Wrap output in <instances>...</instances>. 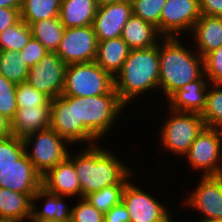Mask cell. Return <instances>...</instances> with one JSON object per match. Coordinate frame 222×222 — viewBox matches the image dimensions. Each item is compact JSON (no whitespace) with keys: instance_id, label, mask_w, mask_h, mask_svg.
Segmentation results:
<instances>
[{"instance_id":"6da1fadb","label":"cell","mask_w":222,"mask_h":222,"mask_svg":"<svg viewBox=\"0 0 222 222\" xmlns=\"http://www.w3.org/2000/svg\"><path fill=\"white\" fill-rule=\"evenodd\" d=\"M80 153L74 156V168L80 182L81 198L111 185L126 184L133 173L111 150L106 151L97 144Z\"/></svg>"},{"instance_id":"7a4b0ae2","label":"cell","mask_w":222,"mask_h":222,"mask_svg":"<svg viewBox=\"0 0 222 222\" xmlns=\"http://www.w3.org/2000/svg\"><path fill=\"white\" fill-rule=\"evenodd\" d=\"M179 40V36L163 37L158 43L159 89L162 88L167 99L179 88L204 74L203 57L195 50L192 52L185 48Z\"/></svg>"},{"instance_id":"3957f363","label":"cell","mask_w":222,"mask_h":222,"mask_svg":"<svg viewBox=\"0 0 222 222\" xmlns=\"http://www.w3.org/2000/svg\"><path fill=\"white\" fill-rule=\"evenodd\" d=\"M158 44L149 48L131 50L121 71L114 77L115 91L128 105L138 95L159 89Z\"/></svg>"},{"instance_id":"277c9868","label":"cell","mask_w":222,"mask_h":222,"mask_svg":"<svg viewBox=\"0 0 222 222\" xmlns=\"http://www.w3.org/2000/svg\"><path fill=\"white\" fill-rule=\"evenodd\" d=\"M124 107L115 88L108 94L75 97L76 125H83L98 140L111 130Z\"/></svg>"},{"instance_id":"5b68a950","label":"cell","mask_w":222,"mask_h":222,"mask_svg":"<svg viewBox=\"0 0 222 222\" xmlns=\"http://www.w3.org/2000/svg\"><path fill=\"white\" fill-rule=\"evenodd\" d=\"M114 88V77L95 61L75 63L66 67L62 96H99Z\"/></svg>"},{"instance_id":"8992f818","label":"cell","mask_w":222,"mask_h":222,"mask_svg":"<svg viewBox=\"0 0 222 222\" xmlns=\"http://www.w3.org/2000/svg\"><path fill=\"white\" fill-rule=\"evenodd\" d=\"M23 141L28 159L41 176L64 161L69 155L67 144L70 143L52 128L28 135ZM29 146L32 147L30 152L28 151Z\"/></svg>"},{"instance_id":"52a82bcc","label":"cell","mask_w":222,"mask_h":222,"mask_svg":"<svg viewBox=\"0 0 222 222\" xmlns=\"http://www.w3.org/2000/svg\"><path fill=\"white\" fill-rule=\"evenodd\" d=\"M160 132L161 145L176 155L185 156L197 135L205 127L201 114L171 110Z\"/></svg>"},{"instance_id":"ba28073f","label":"cell","mask_w":222,"mask_h":222,"mask_svg":"<svg viewBox=\"0 0 222 222\" xmlns=\"http://www.w3.org/2000/svg\"><path fill=\"white\" fill-rule=\"evenodd\" d=\"M185 156L204 176L222 175V129L204 127Z\"/></svg>"},{"instance_id":"9c48e42d","label":"cell","mask_w":222,"mask_h":222,"mask_svg":"<svg viewBox=\"0 0 222 222\" xmlns=\"http://www.w3.org/2000/svg\"><path fill=\"white\" fill-rule=\"evenodd\" d=\"M50 115V128L71 145L80 142H87L89 146L97 144V139L83 125H76L74 96L61 95L51 100Z\"/></svg>"},{"instance_id":"30bf717a","label":"cell","mask_w":222,"mask_h":222,"mask_svg":"<svg viewBox=\"0 0 222 222\" xmlns=\"http://www.w3.org/2000/svg\"><path fill=\"white\" fill-rule=\"evenodd\" d=\"M66 67L55 52H47L39 63L29 68L26 82L53 100L62 95Z\"/></svg>"},{"instance_id":"8fae6325","label":"cell","mask_w":222,"mask_h":222,"mask_svg":"<svg viewBox=\"0 0 222 222\" xmlns=\"http://www.w3.org/2000/svg\"><path fill=\"white\" fill-rule=\"evenodd\" d=\"M98 39L93 26L65 28L56 54L66 64L95 61Z\"/></svg>"},{"instance_id":"7c38bea8","label":"cell","mask_w":222,"mask_h":222,"mask_svg":"<svg viewBox=\"0 0 222 222\" xmlns=\"http://www.w3.org/2000/svg\"><path fill=\"white\" fill-rule=\"evenodd\" d=\"M122 202L127 207L130 222H173L168 208L130 181L123 189Z\"/></svg>"},{"instance_id":"4fadbf2b","label":"cell","mask_w":222,"mask_h":222,"mask_svg":"<svg viewBox=\"0 0 222 222\" xmlns=\"http://www.w3.org/2000/svg\"><path fill=\"white\" fill-rule=\"evenodd\" d=\"M200 16L199 0H167L160 15V34L178 37L182 31H192Z\"/></svg>"},{"instance_id":"5bb4252c","label":"cell","mask_w":222,"mask_h":222,"mask_svg":"<svg viewBox=\"0 0 222 222\" xmlns=\"http://www.w3.org/2000/svg\"><path fill=\"white\" fill-rule=\"evenodd\" d=\"M204 216L199 221L222 219V175L202 176L197 186L185 201Z\"/></svg>"},{"instance_id":"9a60e30c","label":"cell","mask_w":222,"mask_h":222,"mask_svg":"<svg viewBox=\"0 0 222 222\" xmlns=\"http://www.w3.org/2000/svg\"><path fill=\"white\" fill-rule=\"evenodd\" d=\"M42 186V176L24 153L13 165L0 168V187L22 194L31 199Z\"/></svg>"},{"instance_id":"2e32d148","label":"cell","mask_w":222,"mask_h":222,"mask_svg":"<svg viewBox=\"0 0 222 222\" xmlns=\"http://www.w3.org/2000/svg\"><path fill=\"white\" fill-rule=\"evenodd\" d=\"M131 15V0L98 7L92 24L98 41L121 36L123 27Z\"/></svg>"},{"instance_id":"e0dca14e","label":"cell","mask_w":222,"mask_h":222,"mask_svg":"<svg viewBox=\"0 0 222 222\" xmlns=\"http://www.w3.org/2000/svg\"><path fill=\"white\" fill-rule=\"evenodd\" d=\"M69 153L68 157L49 169L42 176V187L51 193L63 196L79 195L81 198V187L78 175L74 168V156Z\"/></svg>"},{"instance_id":"ac0fdd59","label":"cell","mask_w":222,"mask_h":222,"mask_svg":"<svg viewBox=\"0 0 222 222\" xmlns=\"http://www.w3.org/2000/svg\"><path fill=\"white\" fill-rule=\"evenodd\" d=\"M206 78L203 74L199 79L182 86L174 92L167 99V101L169 100V108L173 111L202 114L208 91Z\"/></svg>"},{"instance_id":"d6986e66","label":"cell","mask_w":222,"mask_h":222,"mask_svg":"<svg viewBox=\"0 0 222 222\" xmlns=\"http://www.w3.org/2000/svg\"><path fill=\"white\" fill-rule=\"evenodd\" d=\"M63 195L49 192L44 187H40L32 198L31 222H66L71 220V209L68 208ZM46 199V203L40 210L36 206L35 200Z\"/></svg>"},{"instance_id":"ffe728a7","label":"cell","mask_w":222,"mask_h":222,"mask_svg":"<svg viewBox=\"0 0 222 222\" xmlns=\"http://www.w3.org/2000/svg\"><path fill=\"white\" fill-rule=\"evenodd\" d=\"M50 114L51 106L18 109L11 121L13 136L24 139L28 135L50 128Z\"/></svg>"},{"instance_id":"44dd1931","label":"cell","mask_w":222,"mask_h":222,"mask_svg":"<svg viewBox=\"0 0 222 222\" xmlns=\"http://www.w3.org/2000/svg\"><path fill=\"white\" fill-rule=\"evenodd\" d=\"M190 33L195 37L196 52L204 57L222 45V17L201 14Z\"/></svg>"},{"instance_id":"7402d4cb","label":"cell","mask_w":222,"mask_h":222,"mask_svg":"<svg viewBox=\"0 0 222 222\" xmlns=\"http://www.w3.org/2000/svg\"><path fill=\"white\" fill-rule=\"evenodd\" d=\"M162 37L157 27L134 14L129 17L121 34V38L128 44L131 50L157 45L163 39Z\"/></svg>"},{"instance_id":"603a6c76","label":"cell","mask_w":222,"mask_h":222,"mask_svg":"<svg viewBox=\"0 0 222 222\" xmlns=\"http://www.w3.org/2000/svg\"><path fill=\"white\" fill-rule=\"evenodd\" d=\"M131 49L121 38L98 41L95 62L115 77L122 69Z\"/></svg>"},{"instance_id":"cb8c5ba5","label":"cell","mask_w":222,"mask_h":222,"mask_svg":"<svg viewBox=\"0 0 222 222\" xmlns=\"http://www.w3.org/2000/svg\"><path fill=\"white\" fill-rule=\"evenodd\" d=\"M98 6L95 0H62L59 19L65 28L93 24Z\"/></svg>"},{"instance_id":"d4e9b609","label":"cell","mask_w":222,"mask_h":222,"mask_svg":"<svg viewBox=\"0 0 222 222\" xmlns=\"http://www.w3.org/2000/svg\"><path fill=\"white\" fill-rule=\"evenodd\" d=\"M32 199L27 194L0 187V218L30 220Z\"/></svg>"},{"instance_id":"484cf974","label":"cell","mask_w":222,"mask_h":222,"mask_svg":"<svg viewBox=\"0 0 222 222\" xmlns=\"http://www.w3.org/2000/svg\"><path fill=\"white\" fill-rule=\"evenodd\" d=\"M29 26L33 38L40 41L48 52L56 53L65 32L59 17L41 20Z\"/></svg>"},{"instance_id":"4316f807","label":"cell","mask_w":222,"mask_h":222,"mask_svg":"<svg viewBox=\"0 0 222 222\" xmlns=\"http://www.w3.org/2000/svg\"><path fill=\"white\" fill-rule=\"evenodd\" d=\"M62 0H22L20 19L28 25L59 17Z\"/></svg>"},{"instance_id":"83f0119b","label":"cell","mask_w":222,"mask_h":222,"mask_svg":"<svg viewBox=\"0 0 222 222\" xmlns=\"http://www.w3.org/2000/svg\"><path fill=\"white\" fill-rule=\"evenodd\" d=\"M29 66L19 56L18 51H0V74L16 84L26 82Z\"/></svg>"},{"instance_id":"f1b7e54d","label":"cell","mask_w":222,"mask_h":222,"mask_svg":"<svg viewBox=\"0 0 222 222\" xmlns=\"http://www.w3.org/2000/svg\"><path fill=\"white\" fill-rule=\"evenodd\" d=\"M30 26L23 20L0 32V51H21L32 38Z\"/></svg>"},{"instance_id":"f546056e","label":"cell","mask_w":222,"mask_h":222,"mask_svg":"<svg viewBox=\"0 0 222 222\" xmlns=\"http://www.w3.org/2000/svg\"><path fill=\"white\" fill-rule=\"evenodd\" d=\"M207 91L205 108L201 114L205 127L222 129V83L211 84Z\"/></svg>"},{"instance_id":"4dcf8cb0","label":"cell","mask_w":222,"mask_h":222,"mask_svg":"<svg viewBox=\"0 0 222 222\" xmlns=\"http://www.w3.org/2000/svg\"><path fill=\"white\" fill-rule=\"evenodd\" d=\"M126 184H116L90 193L85 199L102 213L108 212L112 207L122 201V192Z\"/></svg>"},{"instance_id":"1f68e13d","label":"cell","mask_w":222,"mask_h":222,"mask_svg":"<svg viewBox=\"0 0 222 222\" xmlns=\"http://www.w3.org/2000/svg\"><path fill=\"white\" fill-rule=\"evenodd\" d=\"M167 0H131L132 14L157 27L160 33V15Z\"/></svg>"},{"instance_id":"d6a6232c","label":"cell","mask_w":222,"mask_h":222,"mask_svg":"<svg viewBox=\"0 0 222 222\" xmlns=\"http://www.w3.org/2000/svg\"><path fill=\"white\" fill-rule=\"evenodd\" d=\"M16 100L18 109L51 106V100L27 82L17 84Z\"/></svg>"},{"instance_id":"836d02e7","label":"cell","mask_w":222,"mask_h":222,"mask_svg":"<svg viewBox=\"0 0 222 222\" xmlns=\"http://www.w3.org/2000/svg\"><path fill=\"white\" fill-rule=\"evenodd\" d=\"M16 87V83L7 80L0 74V113L10 121L13 120L18 110Z\"/></svg>"},{"instance_id":"e575fe53","label":"cell","mask_w":222,"mask_h":222,"mask_svg":"<svg viewBox=\"0 0 222 222\" xmlns=\"http://www.w3.org/2000/svg\"><path fill=\"white\" fill-rule=\"evenodd\" d=\"M25 153L24 141L16 136L0 140V168L13 165Z\"/></svg>"},{"instance_id":"d590c367","label":"cell","mask_w":222,"mask_h":222,"mask_svg":"<svg viewBox=\"0 0 222 222\" xmlns=\"http://www.w3.org/2000/svg\"><path fill=\"white\" fill-rule=\"evenodd\" d=\"M204 74L212 84L222 83V45L204 57Z\"/></svg>"},{"instance_id":"8d00e7d4","label":"cell","mask_w":222,"mask_h":222,"mask_svg":"<svg viewBox=\"0 0 222 222\" xmlns=\"http://www.w3.org/2000/svg\"><path fill=\"white\" fill-rule=\"evenodd\" d=\"M104 213L98 211L85 198L71 209V222H104Z\"/></svg>"},{"instance_id":"74e56055","label":"cell","mask_w":222,"mask_h":222,"mask_svg":"<svg viewBox=\"0 0 222 222\" xmlns=\"http://www.w3.org/2000/svg\"><path fill=\"white\" fill-rule=\"evenodd\" d=\"M47 49L44 45L34 39L33 37L29 40L26 46L19 51V56L31 67L40 62V60L47 54Z\"/></svg>"},{"instance_id":"f35d334b","label":"cell","mask_w":222,"mask_h":222,"mask_svg":"<svg viewBox=\"0 0 222 222\" xmlns=\"http://www.w3.org/2000/svg\"><path fill=\"white\" fill-rule=\"evenodd\" d=\"M104 222H130V215L127 207L121 201L104 214Z\"/></svg>"},{"instance_id":"ab89813d","label":"cell","mask_w":222,"mask_h":222,"mask_svg":"<svg viewBox=\"0 0 222 222\" xmlns=\"http://www.w3.org/2000/svg\"><path fill=\"white\" fill-rule=\"evenodd\" d=\"M20 20V9L0 7V32Z\"/></svg>"},{"instance_id":"60d3db41","label":"cell","mask_w":222,"mask_h":222,"mask_svg":"<svg viewBox=\"0 0 222 222\" xmlns=\"http://www.w3.org/2000/svg\"><path fill=\"white\" fill-rule=\"evenodd\" d=\"M199 8L202 15L222 17V0H199Z\"/></svg>"},{"instance_id":"b9f144b4","label":"cell","mask_w":222,"mask_h":222,"mask_svg":"<svg viewBox=\"0 0 222 222\" xmlns=\"http://www.w3.org/2000/svg\"><path fill=\"white\" fill-rule=\"evenodd\" d=\"M11 121L0 113V140L12 136Z\"/></svg>"},{"instance_id":"7bdbcfd3","label":"cell","mask_w":222,"mask_h":222,"mask_svg":"<svg viewBox=\"0 0 222 222\" xmlns=\"http://www.w3.org/2000/svg\"><path fill=\"white\" fill-rule=\"evenodd\" d=\"M22 0H0V7L20 9Z\"/></svg>"},{"instance_id":"ee69618b","label":"cell","mask_w":222,"mask_h":222,"mask_svg":"<svg viewBox=\"0 0 222 222\" xmlns=\"http://www.w3.org/2000/svg\"><path fill=\"white\" fill-rule=\"evenodd\" d=\"M96 4L98 7L106 5V4H111L115 2H122V1H128V0H95Z\"/></svg>"},{"instance_id":"f6af8a7d","label":"cell","mask_w":222,"mask_h":222,"mask_svg":"<svg viewBox=\"0 0 222 222\" xmlns=\"http://www.w3.org/2000/svg\"><path fill=\"white\" fill-rule=\"evenodd\" d=\"M0 222H23L22 220L0 218Z\"/></svg>"},{"instance_id":"bcb514c9","label":"cell","mask_w":222,"mask_h":222,"mask_svg":"<svg viewBox=\"0 0 222 222\" xmlns=\"http://www.w3.org/2000/svg\"><path fill=\"white\" fill-rule=\"evenodd\" d=\"M199 222H222V219H212V220H206V221H199Z\"/></svg>"}]
</instances>
